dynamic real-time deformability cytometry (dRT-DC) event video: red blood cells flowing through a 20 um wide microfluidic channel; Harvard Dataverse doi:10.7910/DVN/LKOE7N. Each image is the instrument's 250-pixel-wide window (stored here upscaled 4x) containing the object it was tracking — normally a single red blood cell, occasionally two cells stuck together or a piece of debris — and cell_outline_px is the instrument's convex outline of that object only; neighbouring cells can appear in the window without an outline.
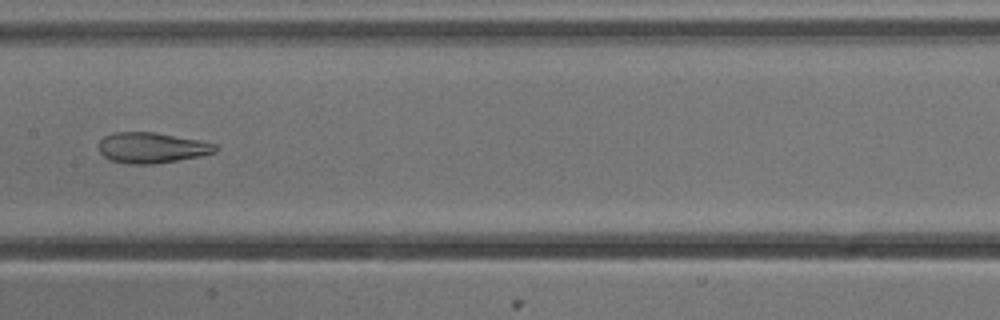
{"species": "common noctule bat (a hibernating species)", "species_latin": "Nyctalus noctula", "temperature_condition": "cold", "stored_images_in_passage": 8, "camera_frame_rate_fps": 3000, "um_per_image_px": 0.085, "animal": {"sex": "male", "body_mass_g": 13.3}, "frame": {"image": 1, "passage_image": 8, "time_ms": 2.333, "image_size_px": [1000, 320], "cell_outline_px": [[220, 148], [216, 152], [200, 156], [152, 164], [132, 164], [112, 160], [104, 156], [100, 152], [100, 140], [104, 136], [112, 132], [152, 132], [200, 140], [216, 144]], "centroid_in_image_um": [12.93, 12.55], "position_along_channel_um": 194.5, "area_um2": 20.63}}